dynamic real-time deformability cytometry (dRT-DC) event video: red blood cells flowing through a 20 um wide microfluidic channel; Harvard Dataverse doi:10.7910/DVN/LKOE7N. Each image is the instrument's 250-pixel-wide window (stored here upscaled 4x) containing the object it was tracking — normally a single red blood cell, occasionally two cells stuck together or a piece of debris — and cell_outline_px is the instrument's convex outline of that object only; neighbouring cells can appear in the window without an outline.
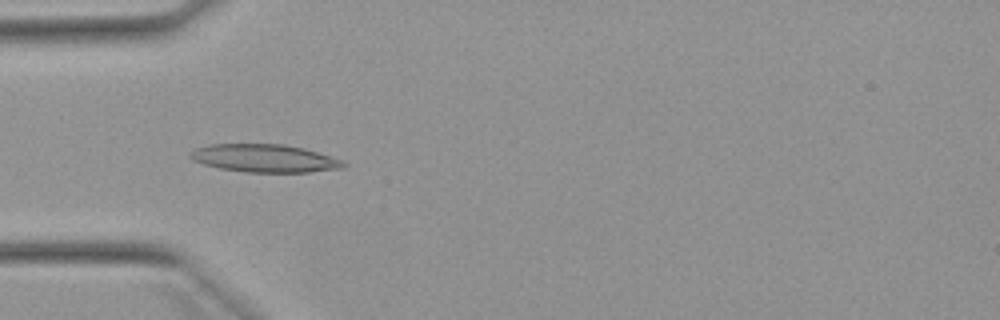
{"species": "Egyptian fruit bat (a non-hibernating species)", "species_latin": "Rousettus aegyptiacus", "temperature_condition": "warm", "stored_images_in_passage": 52, "camera_frame_rate_fps": 3000, "um_per_image_px": 0.085, "animal": {"sex": "female"}, "frame": {"image": 1, "passage_image": 16, "time_ms": 5.0, "image_size_px": [1000, 320], "cell_outline_px": [[348, 164], [344, 168], [308, 172], [244, 172], [220, 168], [204, 164], [192, 160], [188, 156], [188, 152], [196, 148], [212, 144], [284, 144], [304, 148], [344, 160]], "centroid_in_image_um": [22.5, 13.45], "position_along_channel_um": 62.5, "area_um2": 25.09}}
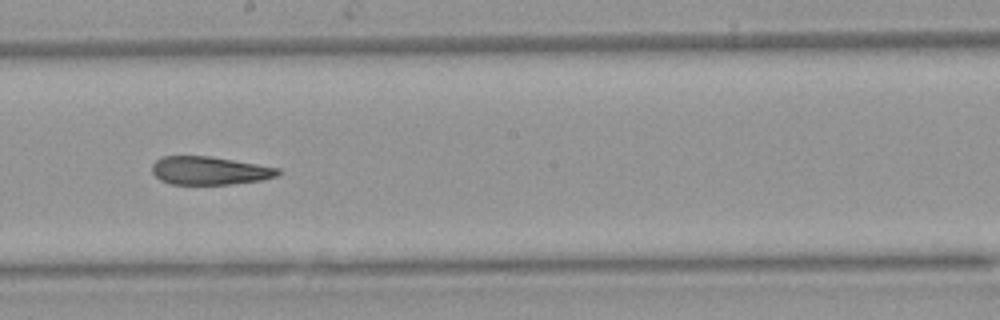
{"frame": {"image": 2, "passage_image": 29, "time_ms": 9.333, "image_size_px": [1000, 320], "cell_outline_px": [[280, 172], [276, 176], [260, 180], [232, 184], [168, 184], [160, 180], [152, 172], [152, 164], [156, 160], [164, 156], [208, 156], [280, 168]], "centroid_in_image_um": [17.77, 14.51], "position_along_channel_um": 230.4, "area_um2": 20.52}}
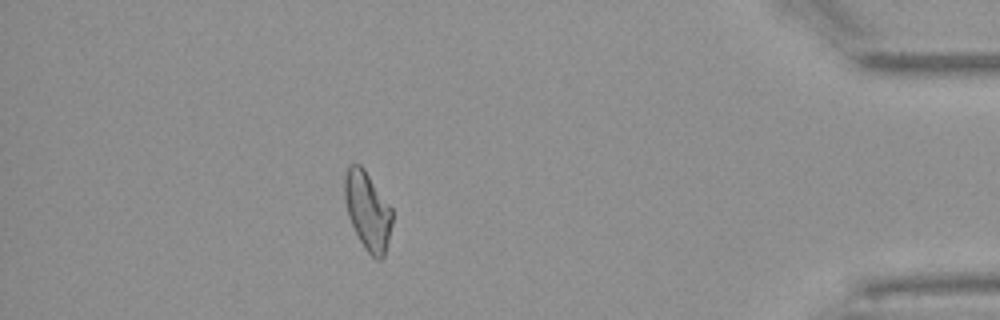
{"frame": {"image": 3, "passage_image": 46, "time_ms": 15.0, "image_size_px": [1000, 320], "cell_outline_px": [[392, 224], [384, 256], [380, 260], [376, 260], [364, 248], [348, 216], [344, 200], [344, 176], [348, 164], [360, 164], [364, 168], [392, 208]], "centroid_in_image_um": [31.24, 17.89], "position_along_channel_um": 404.0, "area_um2": 21.73}, "authors_computed_cell_mechanics": {"area_um2": 22.3975, "velocity_mm_per_s": 3.9123, "shape_relaxation_time_tau1_ms": null, "shape_relaxation_time_tau2_ms": 4.3186, "deformation_change_tau1": null, "deformation_change_tau2": 0.1453}}